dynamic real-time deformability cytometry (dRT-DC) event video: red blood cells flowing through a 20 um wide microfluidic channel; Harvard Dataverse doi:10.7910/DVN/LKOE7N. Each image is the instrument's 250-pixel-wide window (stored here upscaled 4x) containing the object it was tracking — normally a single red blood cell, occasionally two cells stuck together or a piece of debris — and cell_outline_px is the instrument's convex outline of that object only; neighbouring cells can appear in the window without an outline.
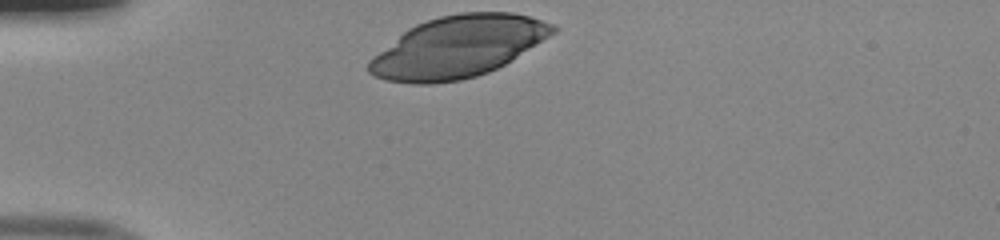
{"species": "human", "species_latin": "Homo sapiens", "temperature_condition": "room temperature", "stored_images_in_passage": 30, "camera_frame_rate_fps": 3000, "um_per_image_px": 0.085, "donor": {"sex": "male"}, "frame": {"image": 1, "passage_image": 1, "time_ms": 0.0, "image_size_px": [1000, 240], "cell_outline_px": [[560, 28], [556, 32], [504, 64], [488, 72], [476, 76], [460, 80], [432, 84], [412, 84], [384, 80], [368, 72], [368, 60], [408, 28], [416, 24], [440, 16], [460, 12], [512, 12], [528, 16], [556, 24]], "centroid_in_image_um": [38.92, 3.98], "position_along_channel_um": 46.1, "area_um2": 65.66}}